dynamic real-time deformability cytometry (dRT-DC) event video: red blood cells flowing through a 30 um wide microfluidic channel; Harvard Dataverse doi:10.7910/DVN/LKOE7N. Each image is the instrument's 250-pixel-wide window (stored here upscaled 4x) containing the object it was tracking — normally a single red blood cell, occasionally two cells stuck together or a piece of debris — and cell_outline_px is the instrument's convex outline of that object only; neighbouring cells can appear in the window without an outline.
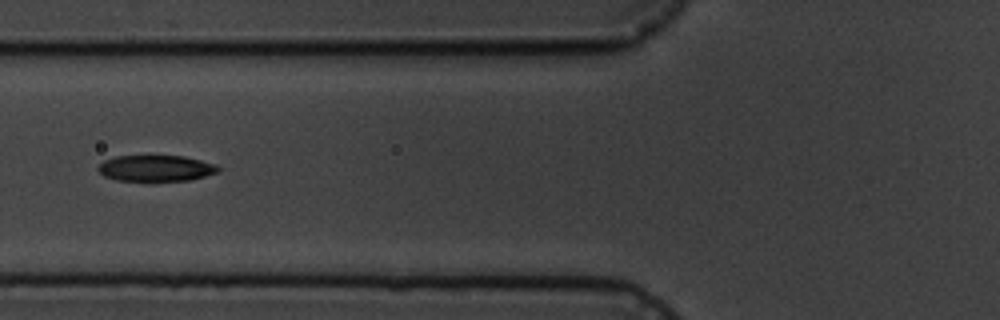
{"species": "common noctule bat (a hibernating species)", "species_latin": "Nyctalus noctula", "temperature_condition": "cold", "stored_images_in_passage": 7, "camera_frame_rate_fps": 3000, "um_per_image_px": 0.085, "animal": {"sex": "male", "body_mass_g": 19.5, "forearm_length_mm": 54.6}, "frame": {"image": 1, "passage_image": 6, "time_ms": 6.0, "image_size_px": [1000, 320], "cell_outline_px": [[220, 172], [188, 180], [116, 180], [104, 176], [96, 168], [104, 160], [116, 156], [184, 156], [216, 164], [220, 168]], "centroid_in_image_um": [13.26, 14.29], "position_along_channel_um": 112.5, "area_um2": 18.09}}
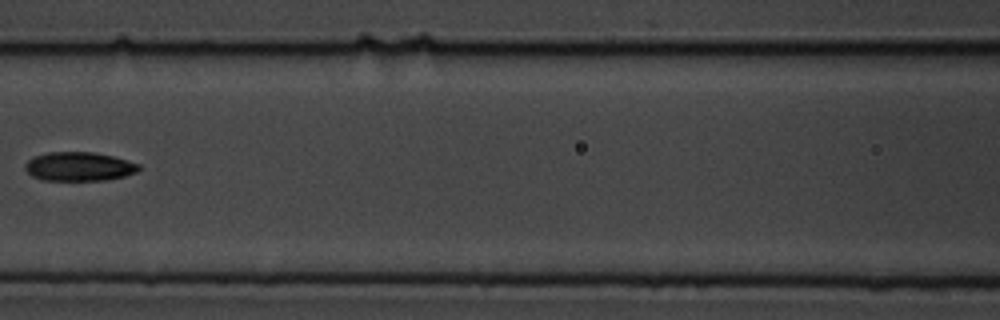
{"frame": {"image": 2, "passage_image": 7, "time_ms": 7.333, "image_size_px": [1000, 320], "cell_outline_px": [[140, 168], [136, 172], [124, 176], [108, 180], [44, 180], [32, 176], [24, 168], [24, 164], [28, 160], [36, 156], [48, 152], [92, 152], [112, 156], [140, 164]], "centroid_in_image_um": [6.71, 14.15], "position_along_channel_um": 159.9, "area_um2": 19.07}}